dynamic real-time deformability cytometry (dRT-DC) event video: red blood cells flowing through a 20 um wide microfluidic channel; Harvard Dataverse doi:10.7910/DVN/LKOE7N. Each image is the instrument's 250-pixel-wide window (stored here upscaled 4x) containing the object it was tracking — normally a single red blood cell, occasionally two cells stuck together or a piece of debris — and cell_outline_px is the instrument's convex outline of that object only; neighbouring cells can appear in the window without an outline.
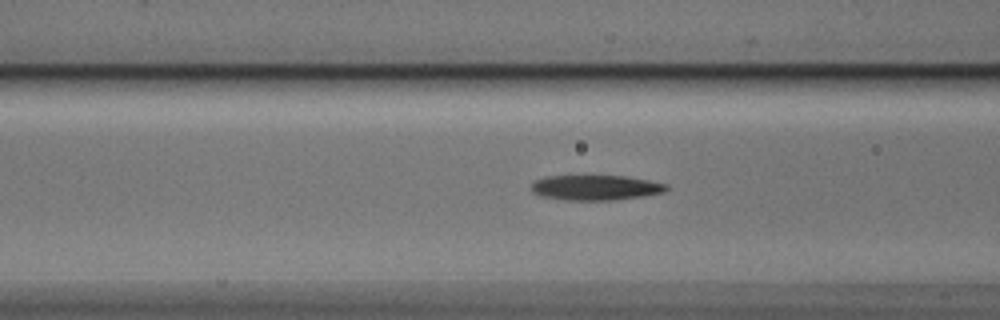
{"species": "Egyptian fruit bat (a non-hibernating species)", "species_latin": "Rousettus aegyptiacus", "temperature_condition": "cold", "stored_images_in_passage": 9, "camera_frame_rate_fps": 3000, "um_per_image_px": 0.085, "animal": {"sex": "male"}, "frame": {"image": 1, "passage_image": 7, "time_ms": 2.0, "image_size_px": [1000, 320], "cell_outline_px": [[668, 188], [664, 192], [644, 196], [616, 200], [564, 200], [544, 196], [532, 192], [532, 184], [536, 180], [548, 176], [624, 176], [648, 180], [668, 184]], "centroid_in_image_um": [50.67, 15.95], "position_along_channel_um": 115.9, "area_um2": 19.65}}